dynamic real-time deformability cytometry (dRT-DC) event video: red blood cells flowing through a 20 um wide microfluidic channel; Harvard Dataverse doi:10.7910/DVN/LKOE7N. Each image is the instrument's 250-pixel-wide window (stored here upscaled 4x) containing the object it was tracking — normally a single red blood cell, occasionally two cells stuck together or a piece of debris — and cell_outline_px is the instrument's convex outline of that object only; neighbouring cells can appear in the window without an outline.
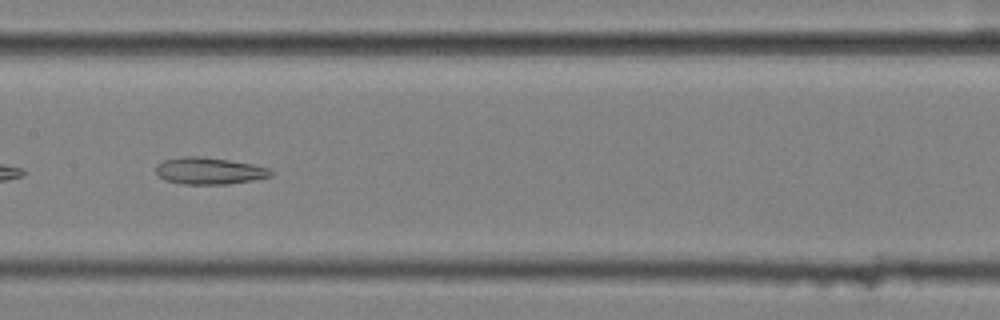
{"species": "common noctule bat (a hibernating species)", "species_latin": "Nyctalus noctula", "temperature_condition": "cold", "stored_images_in_passage": 11, "camera_frame_rate_fps": 3000, "um_per_image_px": 0.085, "animal": {"sex": "female", "body_mass_g": 25.1}, "frame": {"image": 1, "passage_image": 8, "time_ms": 2.333, "image_size_px": [1000, 320], "cell_outline_px": [[272, 176], [252, 180], [228, 184], [184, 184], [164, 180], [156, 172], [156, 164], [164, 160], [180, 156], [204, 156], [252, 164], [268, 168], [272, 172]], "centroid_in_image_um": [17.75, 14.51], "position_along_channel_um": 189.6, "area_um2": 17.98}}
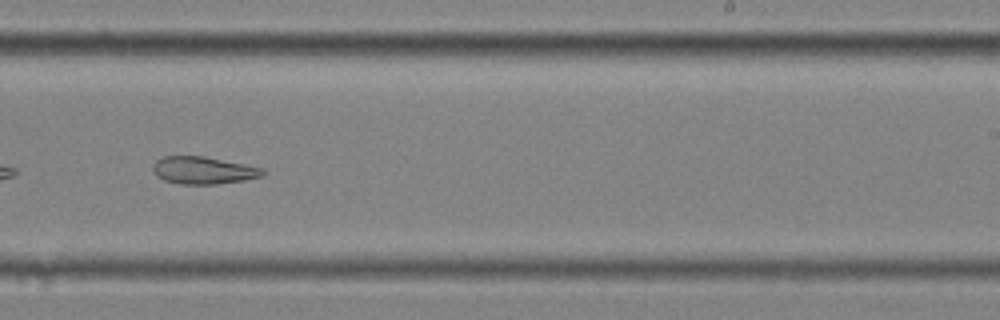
{"frame": {"image": 2, "passage_image": 10, "time_ms": 3.0, "image_size_px": [1000, 320], "cell_outline_px": [[264, 176], [244, 180], [216, 184], [180, 184], [164, 180], [156, 176], [152, 168], [152, 164], [156, 160], [164, 156], [204, 156], [264, 168]], "centroid_in_image_um": [17.27, 14.48], "position_along_channel_um": 271.7, "area_um2": 17.57}}